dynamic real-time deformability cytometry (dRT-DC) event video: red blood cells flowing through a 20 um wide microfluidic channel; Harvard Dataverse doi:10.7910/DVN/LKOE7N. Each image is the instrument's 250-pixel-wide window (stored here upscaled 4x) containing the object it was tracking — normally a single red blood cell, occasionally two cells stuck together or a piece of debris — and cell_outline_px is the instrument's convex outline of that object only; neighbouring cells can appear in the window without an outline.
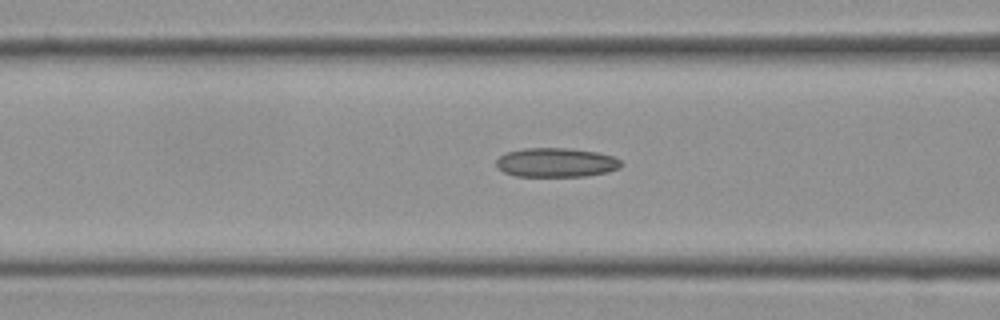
{"species": "Egyptian fruit bat (a non-hibernating species)", "species_latin": "Rousettus aegyptiacus", "temperature_condition": "cold", "stored_images_in_passage": 46, "camera_frame_rate_fps": 3000, "um_per_image_px": 0.085, "frame": {"image": 1, "passage_image": 20, "time_ms": 6.333, "image_size_px": [1000, 320], "cell_outline_px": [[624, 164], [620, 168], [608, 172], [588, 176], [516, 176], [504, 172], [496, 164], [496, 160], [500, 156], [508, 152], [524, 148], [568, 148], [596, 152], [612, 156], [620, 160]], "centroid_in_image_um": [47.31, 13.82], "position_along_channel_um": 119.3, "area_um2": 21.21}}
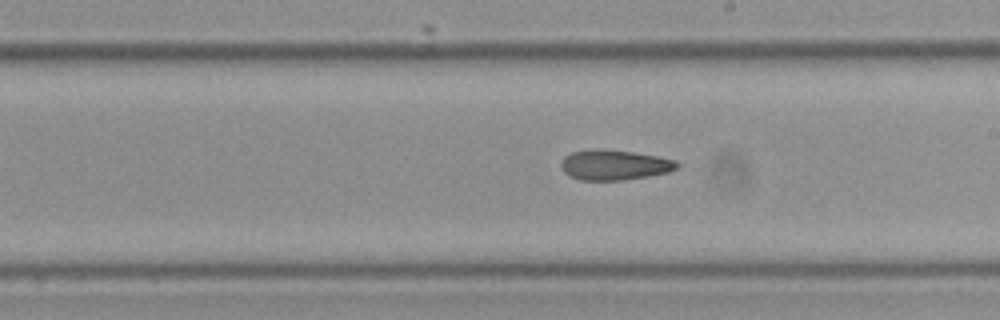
{"frame": {"image": 2, "passage_image": 30, "time_ms": 9.667, "image_size_px": [1000, 320], "cell_outline_px": [[680, 164], [676, 168], [668, 172], [648, 176], [624, 180], [580, 180], [568, 176], [564, 172], [560, 164], [564, 156], [572, 152], [596, 148], [600, 148], [632, 152], [656, 156], [676, 160]], "centroid_in_image_um": [52.19, 14.02], "position_along_channel_um": 236.8, "area_um2": 20.46}}
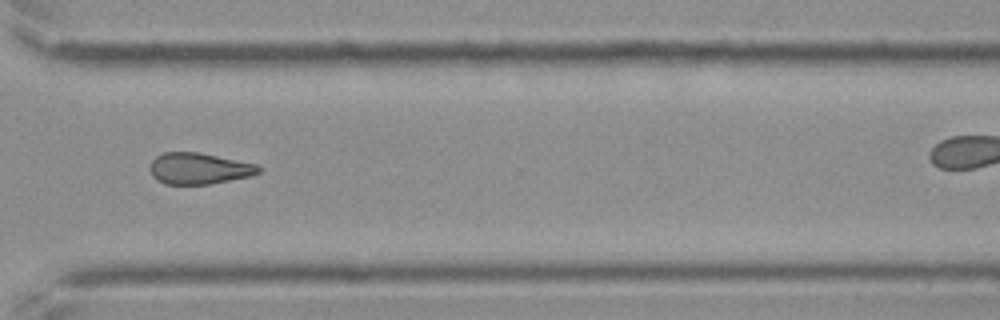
{"frame": {"image": 3, "passage_image": 40, "time_ms": 13.0, "image_size_px": [1000, 320], "cell_outline_px": [[260, 172], [252, 176], [208, 184], [164, 184], [156, 180], [152, 176], [148, 168], [152, 160], [156, 156], [164, 152], [200, 152], [260, 164]], "centroid_in_image_um": [16.92, 14.31], "position_along_channel_um": 353.7, "area_um2": 20.17}}